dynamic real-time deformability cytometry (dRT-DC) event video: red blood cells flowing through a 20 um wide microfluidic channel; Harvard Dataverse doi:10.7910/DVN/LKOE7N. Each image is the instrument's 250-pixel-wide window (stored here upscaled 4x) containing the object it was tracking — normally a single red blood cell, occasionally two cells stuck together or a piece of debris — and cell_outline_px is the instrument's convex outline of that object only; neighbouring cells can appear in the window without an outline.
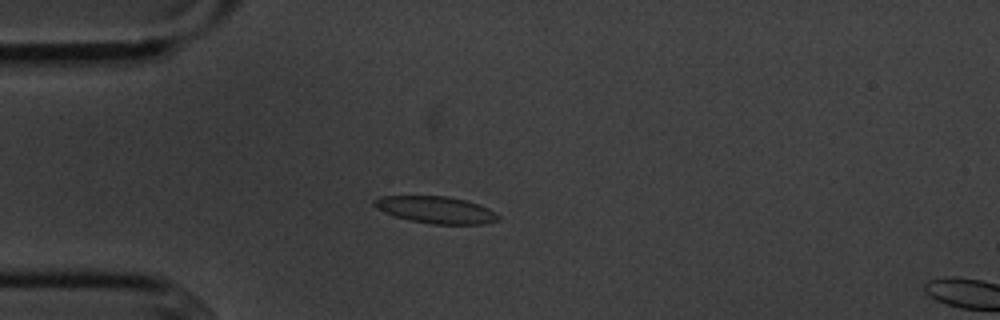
{"species": "common noctule bat (a hibernating species)", "species_latin": "Nyctalus noctula", "temperature_condition": "cold", "stored_images_in_passage": 56, "camera_frame_rate_fps": 3000, "um_per_image_px": 0.085, "animal": {"sex": "male", "body_mass_g": 20.1, "forearm_length_mm": 53.5}, "frame": {"image": 1, "passage_image": 15, "time_ms": 4.667, "image_size_px": [1000, 320], "cell_outline_px": [[500, 220], [484, 224], [432, 224], [408, 220], [384, 212], [376, 208], [372, 204], [372, 200], [380, 196], [448, 196], [464, 200], [488, 208], [496, 212], [500, 216]], "centroid_in_image_um": [37.04, 17.84], "position_along_channel_um": 48.0, "area_um2": 19.54}}
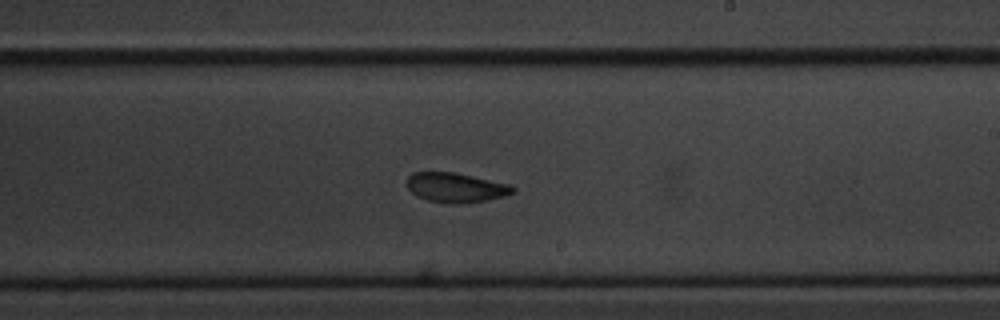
{"frame": {"image": 2, "passage_image": 33, "time_ms": 10.667, "image_size_px": [1000, 320], "cell_outline_px": [[516, 192], [504, 196], [484, 200], [452, 204], [428, 200], [416, 196], [408, 188], [408, 176], [412, 172], [452, 172], [508, 184], [516, 188]], "centroid_in_image_um": [38.73, 15.94], "position_along_channel_um": 250.3, "area_um2": 17.92}}
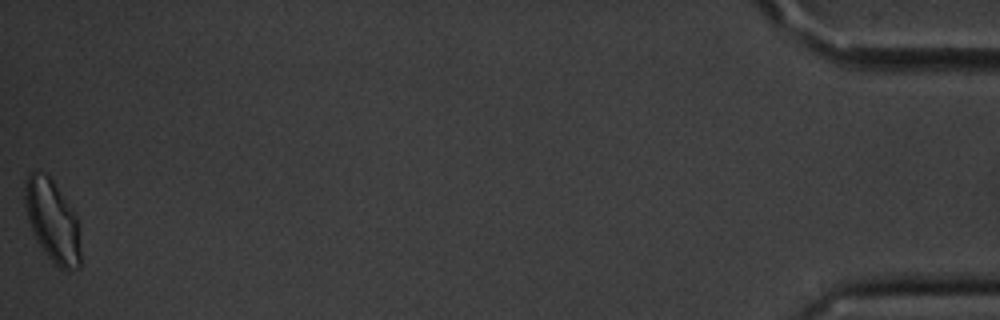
{"frame": {"image": 3, "passage_image": 56, "time_ms": 18.333, "image_size_px": [1000, 320], "cell_outline_px": [[80, 268], [68, 272], [60, 268], [48, 256], [40, 244], [32, 228], [28, 216], [24, 200], [24, 180], [28, 172], [36, 168], [44, 172], [52, 180], [76, 216], [80, 224]], "centroid_in_image_um": [4.47, 18.75], "position_along_channel_um": 430.7, "area_um2": 26.65}, "authors_computed_cell_mechanics": {"area_um2": 19.0451, "velocity_mm_per_s": 3.5913, "shape_relaxation_time_tau1_ms": 3.1017, "shape_relaxation_time_tau2_ms": 2.0578, "deformation_change_tau1": 0.1047, "deformation_change_tau2": 0.0702}}